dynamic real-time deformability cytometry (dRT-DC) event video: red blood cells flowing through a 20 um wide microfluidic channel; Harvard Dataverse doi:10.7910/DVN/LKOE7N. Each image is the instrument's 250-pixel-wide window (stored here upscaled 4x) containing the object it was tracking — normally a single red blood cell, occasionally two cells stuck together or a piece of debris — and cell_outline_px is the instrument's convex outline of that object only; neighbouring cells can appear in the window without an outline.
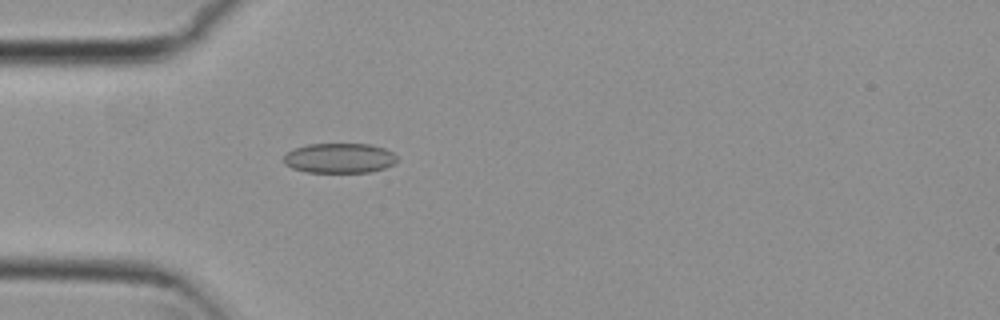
{"species": "common noctule bat (a hibernating species)", "species_latin": "Nyctalus noctula", "temperature_condition": "cold", "stored_images_in_passage": 41, "camera_frame_rate_fps": 3000, "um_per_image_px": 0.085, "animal": {"sex": "female", "body_mass_g": 29.2, "forearm_length_mm": 56.3}, "frame": {"image": 1, "passage_image": 3, "time_ms": 0.667, "image_size_px": [1000, 320], "cell_outline_px": [[396, 160], [392, 164], [384, 168], [372, 172], [308, 172], [292, 168], [284, 164], [284, 156], [288, 152], [296, 148], [308, 144], [368, 144], [384, 148], [392, 152], [396, 156]], "centroid_in_image_um": [28.84, 13.44], "position_along_channel_um": 56.2, "area_um2": 19.59}}
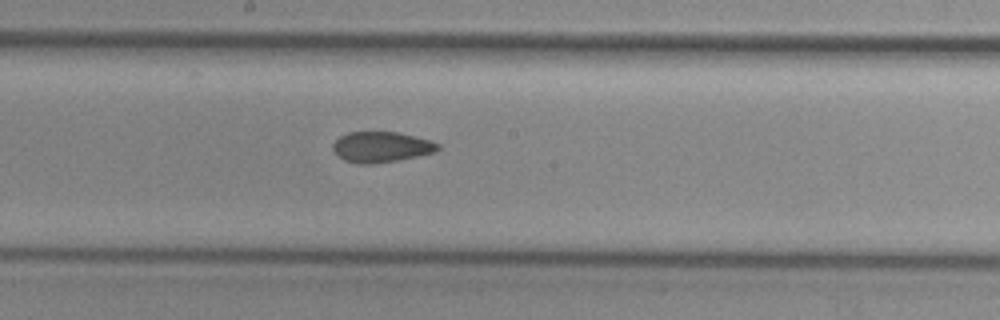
{"frame": {"image": 2, "passage_image": 16, "time_ms": 5.0, "image_size_px": [1000, 320], "cell_outline_px": [[440, 148], [436, 152], [396, 160], [372, 164], [356, 164], [344, 160], [332, 148], [332, 144], [340, 136], [348, 132], [400, 132], [432, 140], [440, 144]], "centroid_in_image_um": [32.43, 12.48], "position_along_channel_um": 215.8, "area_um2": 18.79}}
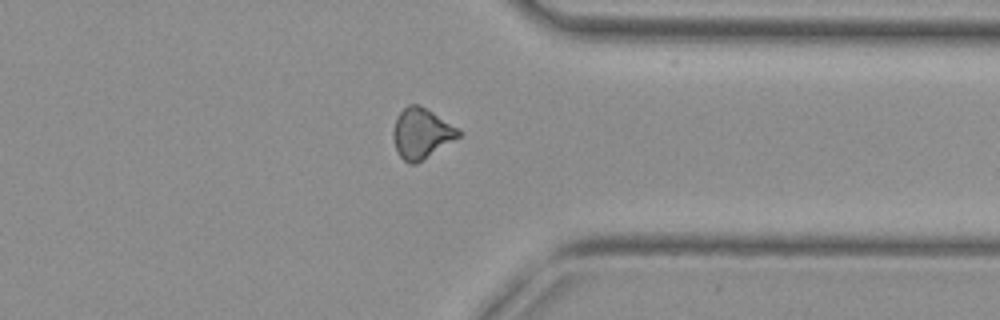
{"frame": {"image": 3, "passage_image": 29, "time_ms": 9.333, "image_size_px": [1000, 320], "cell_outline_px": [[460, 136], [416, 164], [408, 164], [400, 156], [396, 148], [392, 132], [396, 116], [408, 104], [420, 104], [456, 128], [460, 132]], "centroid_in_image_um": [35.77, 11.33], "position_along_channel_um": 375.6, "area_um2": 18.79}, "authors_computed_cell_mechanics": {"area_um2": 18.9006, "velocity_mm_per_s": 3.7923, "shape_relaxation_time_tau1_ms": null, "shape_relaxation_time_tau2_ms": 3.6064, "deformation_change_tau1": null, "deformation_change_tau2": 0.088}}